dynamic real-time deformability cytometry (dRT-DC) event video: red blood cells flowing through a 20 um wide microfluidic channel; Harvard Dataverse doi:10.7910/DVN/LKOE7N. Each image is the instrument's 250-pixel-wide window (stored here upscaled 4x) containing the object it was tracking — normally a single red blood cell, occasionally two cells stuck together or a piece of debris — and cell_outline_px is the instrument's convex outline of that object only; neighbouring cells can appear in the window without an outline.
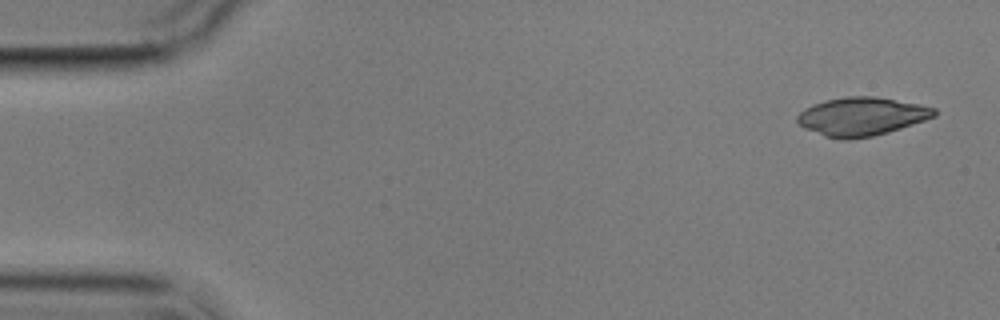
{"species": "common noctule bat (a hibernating species)", "species_latin": "Nyctalus noctula", "temperature_condition": "cold", "stored_images_in_passage": 5, "camera_frame_rate_fps": 3000, "um_per_image_px": 0.085, "animal": {"sex": "male", "body_mass_g": 17.9}, "frame": {"image": 1, "passage_image": 1, "time_ms": 0.0, "image_size_px": [1000, 320], "cell_outline_px": [[936, 116], [888, 132], [872, 136], [848, 140], [844, 140], [824, 136], [804, 128], [796, 120], [796, 116], [800, 112], [812, 104], [824, 100], [848, 96], [876, 96], [936, 108]], "centroid_in_image_um": [73.2, 9.9], "position_along_channel_um": 11.8, "area_um2": 30.52}}